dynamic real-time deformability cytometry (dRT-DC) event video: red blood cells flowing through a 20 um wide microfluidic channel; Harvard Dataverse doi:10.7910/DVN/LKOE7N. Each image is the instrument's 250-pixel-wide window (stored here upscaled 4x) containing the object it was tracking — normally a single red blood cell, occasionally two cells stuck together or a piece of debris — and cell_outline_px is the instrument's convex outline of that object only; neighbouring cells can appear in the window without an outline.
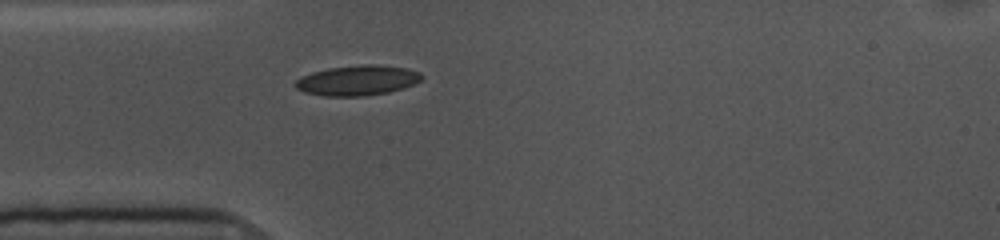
{"species": "common noctule bat (a hibernating species)", "species_latin": "Nyctalus noctula", "temperature_condition": "cold", "stored_images_in_passage": 41, "camera_frame_rate_fps": 3000, "um_per_image_px": 0.085, "animal": {"sex": "female", "body_mass_g": 10.0, "forearm_length_mm": 53.1}, "frame": {"image": 1, "passage_image": 1, "time_ms": 0.0, "image_size_px": [1000, 240], "cell_outline_px": [[424, 76], [420, 80], [404, 88], [388, 92], [364, 96], [324, 96], [304, 92], [296, 88], [292, 84], [300, 76], [312, 72], [328, 68], [364, 64], [372, 64], [408, 68], [420, 72]], "centroid_in_image_um": [30.35, 6.83], "position_along_channel_um": 54.6, "area_um2": 22.31}}
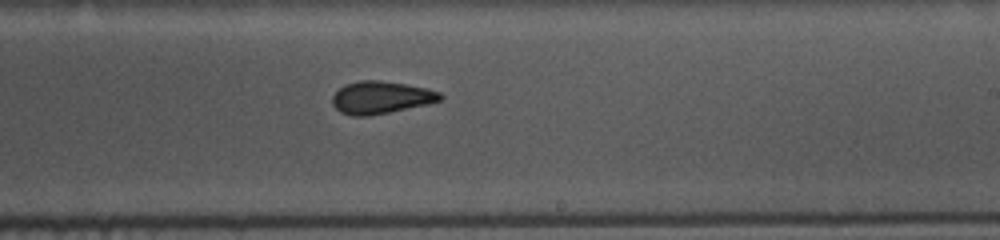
{"frame": {"image": 2, "passage_image": 18, "time_ms": 5.667, "image_size_px": [1000, 240], "cell_outline_px": [[444, 96], [440, 100], [428, 104], [368, 116], [352, 116], [340, 112], [332, 104], [332, 96], [344, 84], [360, 80], [380, 80], [404, 84], [424, 88], [440, 92]], "centroid_in_image_um": [32.35, 8.28], "position_along_channel_um": 256.7, "area_um2": 20.29}}
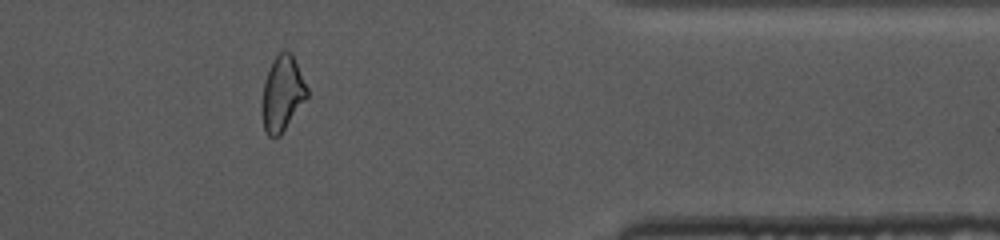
{"frame": {"image": 3, "passage_image": 31, "time_ms": 10.0, "image_size_px": [1000, 240], "cell_outline_px": [[308, 96], [280, 136], [268, 136], [264, 132], [264, 80], [272, 60], [280, 52], [292, 52], [308, 88]], "centroid_in_image_um": [24.03, 7.93], "position_along_channel_um": 387.4, "area_um2": 19.25}, "authors_computed_cell_mechanics": {"area_um2": 20.6924, "velocity_mm_per_s": 3.6009, "shape_relaxation_time_tau1_ms": 9.0421, "shape_relaxation_time_tau2_ms": 2.5969, "deformation_change_tau1": 0.1749, "deformation_change_tau2": 0.0691}}